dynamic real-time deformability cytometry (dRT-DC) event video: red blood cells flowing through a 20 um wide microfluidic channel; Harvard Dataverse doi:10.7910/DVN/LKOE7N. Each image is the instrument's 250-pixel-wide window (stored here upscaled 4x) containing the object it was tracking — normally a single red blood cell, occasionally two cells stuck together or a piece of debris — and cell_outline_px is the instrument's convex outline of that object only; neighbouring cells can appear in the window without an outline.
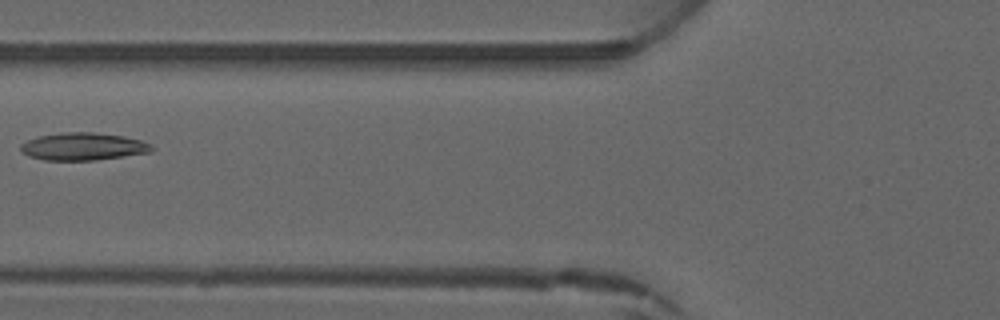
{"species": "common noctule bat (a hibernating species)", "species_latin": "Nyctalus noctula", "temperature_condition": "warm", "stored_images_in_passage": 4, "camera_frame_rate_fps": 3000, "um_per_image_px": 0.085, "animal": {"sex": "male", "forearm_length_mm": 52.5}, "frame": {"image": 1, "passage_image": 4, "time_ms": 3.667, "image_size_px": [1000, 320], "cell_outline_px": [[152, 152], [96, 160], [44, 160], [28, 156], [20, 148], [20, 144], [28, 140], [40, 136], [60, 132], [92, 132], [124, 136], [144, 140], [152, 144]], "centroid_in_image_um": [7.1, 12.45], "position_along_channel_um": 118.7, "area_um2": 21.1}}